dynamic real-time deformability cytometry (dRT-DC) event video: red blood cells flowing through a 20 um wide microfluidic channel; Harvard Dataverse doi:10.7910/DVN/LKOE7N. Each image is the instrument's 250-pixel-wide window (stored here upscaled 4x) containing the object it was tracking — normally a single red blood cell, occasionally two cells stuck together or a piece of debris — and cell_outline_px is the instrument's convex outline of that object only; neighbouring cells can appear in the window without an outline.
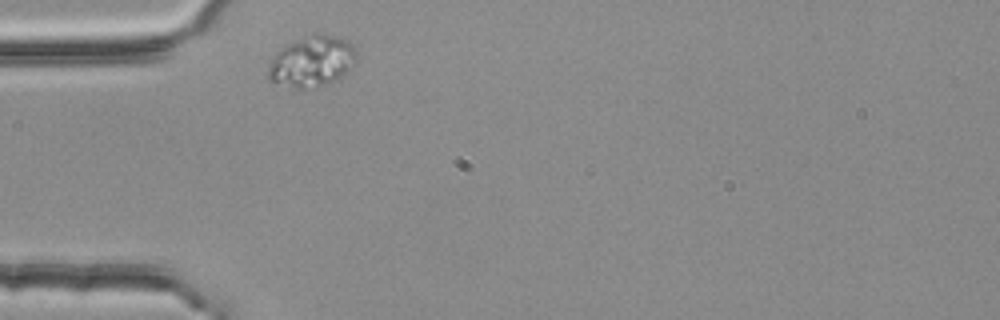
{"species": "common noctule bat (a hibernating species)", "species_latin": "Nyctalus noctula", "temperature_condition": "room temperature", "stored_images_in_passage": 44, "camera_frame_rate_fps": 3000, "um_per_image_px": 0.085, "animal": {"sex": "female", "body_mass_g": 25.1}, "frame": {"image": 1, "passage_image": 1, "time_ms": 0.0, "image_size_px": [1000, 320], "cell_outline_px": [[356, 56], [352, 64], [340, 80], [316, 88], [296, 88], [268, 80], [268, 64], [276, 52], [304, 36], [312, 32], [332, 36], [348, 40], [356, 48]], "centroid_in_image_um": [26.53, 5.23], "position_along_channel_um": 58.5, "area_um2": 26.18}}
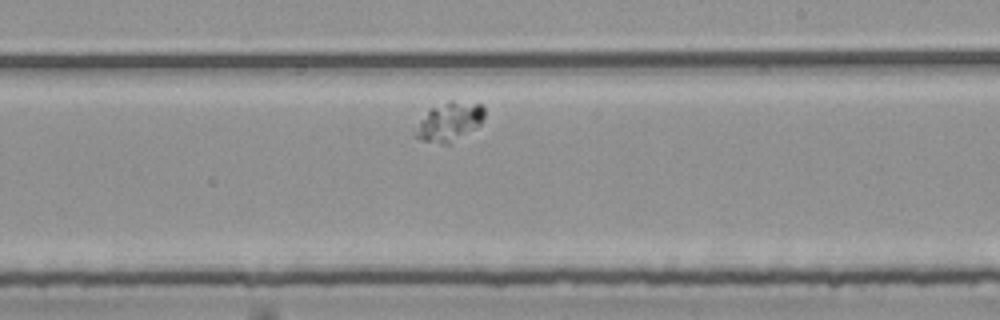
{"frame": {"image": 2, "passage_image": 19, "time_ms": 6.0, "image_size_px": [1000, 320], "cell_outline_px": [[484, 116], [480, 124], [448, 144], [440, 144], [420, 140], [412, 136], [412, 132], [420, 120], [432, 108], [448, 100], [452, 100], [480, 104], [484, 108]], "centroid_in_image_um": [38.14, 10.35], "position_along_channel_um": 250.9, "area_um2": 15.49}}
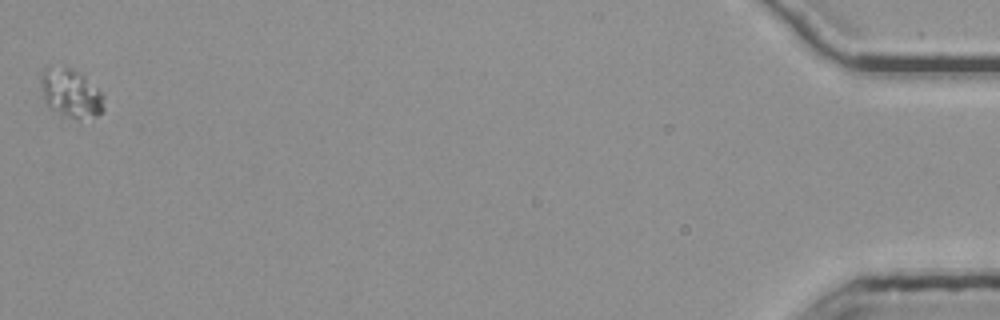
{"frame": {"image": 3, "passage_image": 44, "time_ms": 14.333, "image_size_px": [1000, 320], "cell_outline_px": [[104, 112], [96, 116], [80, 120], [76, 120], [48, 108], [44, 104], [40, 88], [40, 72], [44, 68], [64, 64], [80, 72], [104, 96]], "centroid_in_image_um": [5.97, 7.91], "position_along_channel_um": 429.2, "area_um2": 18.61}}